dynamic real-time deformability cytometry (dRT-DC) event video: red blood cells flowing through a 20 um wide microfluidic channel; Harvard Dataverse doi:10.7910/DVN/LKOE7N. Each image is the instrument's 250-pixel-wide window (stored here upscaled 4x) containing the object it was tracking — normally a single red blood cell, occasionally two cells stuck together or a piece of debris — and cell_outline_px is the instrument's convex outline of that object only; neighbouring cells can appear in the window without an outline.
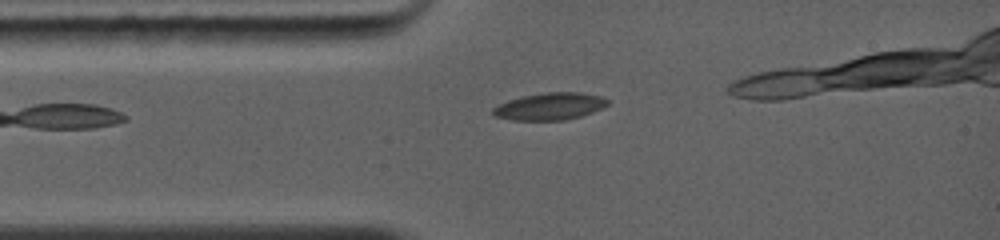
{"species": "common noctule bat (a hibernating species)", "species_latin": "Nyctalus noctula", "temperature_condition": "warm", "stored_images_in_passage": 10, "camera_frame_rate_fps": 5000, "um_per_image_px": 0.085, "animal": {"sex": "female", "body_mass_g": 19.0, "forearm_length_mm": 56.7}, "frame": {"image": 1, "passage_image": 5, "time_ms": 1.4, "image_size_px": [1000, 240], "cell_outline_px": [[608, 104], [592, 112], [580, 116], [564, 120], [512, 120], [492, 116], [492, 108], [508, 100], [524, 96], [548, 92], [580, 92], [600, 96], [608, 100]], "centroid_in_image_um": [46.7, 9.04], "position_along_channel_um": 38.3, "area_um2": 17.98}}
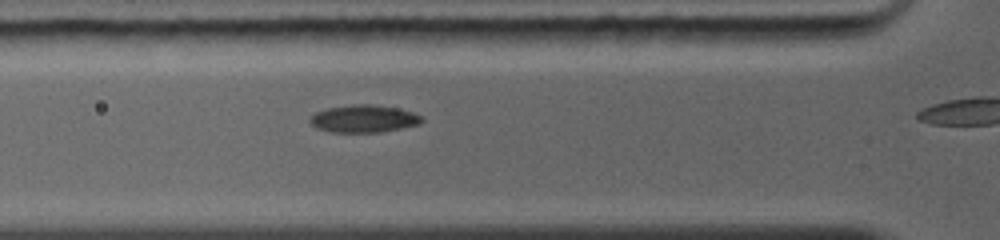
{"frame": {"image": 2, "passage_image": 9, "time_ms": 2.8, "image_size_px": [1000, 240], "cell_outline_px": [[424, 120], [420, 124], [380, 132], [328, 132], [316, 128], [308, 120], [316, 112], [328, 108], [356, 104], [368, 104], [396, 108], [412, 112], [424, 116]], "centroid_in_image_um": [30.93, 10.1], "position_along_channel_um": 94.9, "area_um2": 17.8}}